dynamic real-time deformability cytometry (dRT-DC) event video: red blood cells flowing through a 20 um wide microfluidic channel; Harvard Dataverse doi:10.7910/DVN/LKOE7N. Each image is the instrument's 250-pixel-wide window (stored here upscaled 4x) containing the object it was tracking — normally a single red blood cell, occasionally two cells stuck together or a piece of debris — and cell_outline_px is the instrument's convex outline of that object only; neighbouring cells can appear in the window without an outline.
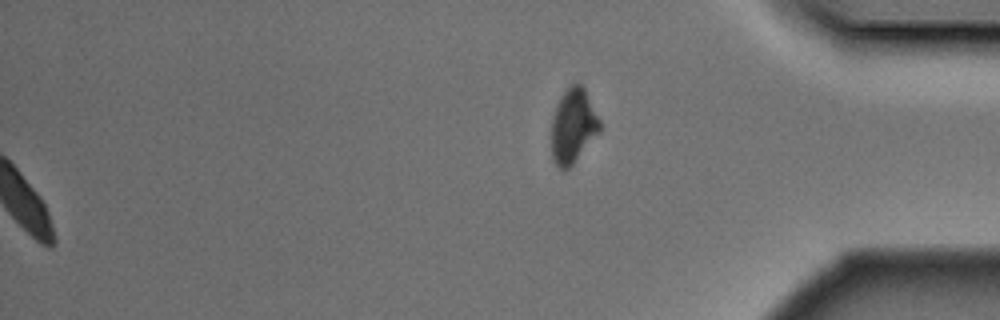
{"species": "Egyptian fruit bat (a non-hibernating species)", "species_latin": "Rousettus aegyptiacus", "temperature_condition": "cold", "stored_images_in_passage": 44, "segment_of_instrument_passage": [2, 2], "camera_frame_rate_fps": 3000, "um_per_image_px": 0.085, "animal": {"sex": "male"}, "frame": {"image": 1, "passage_image": 44, "time_ms": 14.333, "image_size_px": [1000, 320], "cell_outline_px": [[600, 132], [572, 164], [564, 172], [552, 160], [552, 116], [556, 104], [560, 96], [572, 84], [580, 84], [584, 88], [600, 120]], "centroid_in_image_um": [48.7, 10.71], "position_along_channel_um": 386.5, "area_um2": 20.81}}